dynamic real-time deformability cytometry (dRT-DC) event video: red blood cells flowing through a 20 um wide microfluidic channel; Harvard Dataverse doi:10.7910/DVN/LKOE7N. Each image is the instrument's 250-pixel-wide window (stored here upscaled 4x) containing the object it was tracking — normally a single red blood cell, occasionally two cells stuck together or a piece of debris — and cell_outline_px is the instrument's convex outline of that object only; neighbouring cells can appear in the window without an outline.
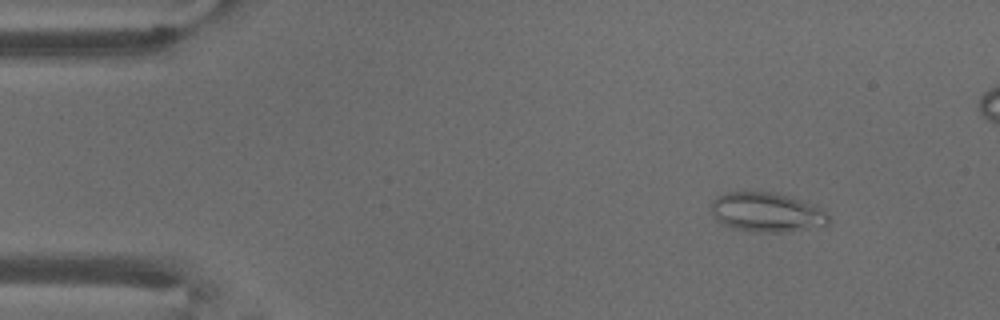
{"species": "common noctule bat (a hibernating species)", "species_latin": "Nyctalus noctula", "temperature_condition": "warm", "stored_images_in_passage": 6, "camera_frame_rate_fps": 3000, "um_per_image_px": 0.085, "animal": {"sex": "male", "body_mass_g": 18.8}, "frame": {"image": 1, "passage_image": 2, "time_ms": 0.333, "image_size_px": [1000, 320], "cell_outline_px": [[828, 224], [788, 232], [748, 232], [732, 228], [716, 220], [712, 216], [712, 200], [716, 196], [728, 192], [772, 192], [816, 204], [824, 208], [828, 216]], "centroid_in_image_um": [65.16, 18.05], "position_along_channel_um": 19.8, "area_um2": 27.17}}